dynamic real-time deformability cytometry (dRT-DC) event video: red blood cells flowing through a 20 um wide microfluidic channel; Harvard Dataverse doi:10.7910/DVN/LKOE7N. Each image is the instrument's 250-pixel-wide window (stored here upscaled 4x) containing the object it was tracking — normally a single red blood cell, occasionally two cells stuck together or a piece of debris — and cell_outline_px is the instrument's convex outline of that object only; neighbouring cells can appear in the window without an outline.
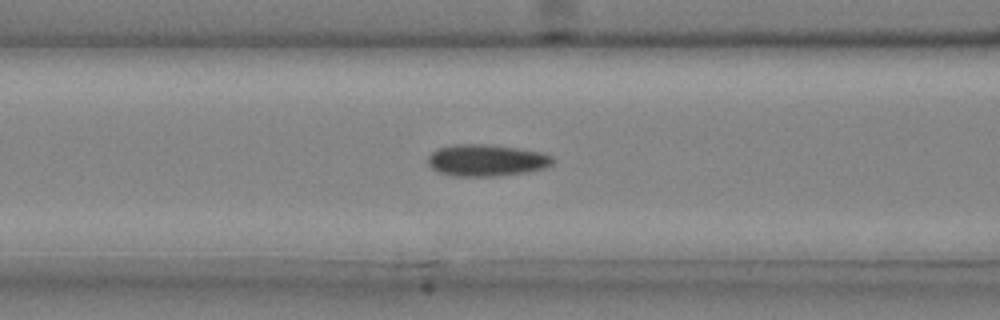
{"species": "common noctule bat (a hibernating species)", "species_latin": "Nyctalus noctula", "temperature_condition": "cold", "stored_images_in_passage": 40, "camera_frame_rate_fps": 3000, "um_per_image_px": 0.085, "animal": {"sex": "male", "body_mass_g": 20.4}, "frame": {"image": 1, "passage_image": 16, "time_ms": 5.0, "image_size_px": [1000, 320], "cell_outline_px": [[556, 160], [552, 164], [544, 168], [528, 172], [496, 176], [456, 176], [440, 172], [432, 168], [428, 164], [428, 156], [432, 152], [440, 148], [456, 144], [484, 144], [516, 148], [540, 152], [552, 156]], "centroid_in_image_um": [41.37, 13.63], "position_along_channel_um": 125.2, "area_um2": 22.95}}
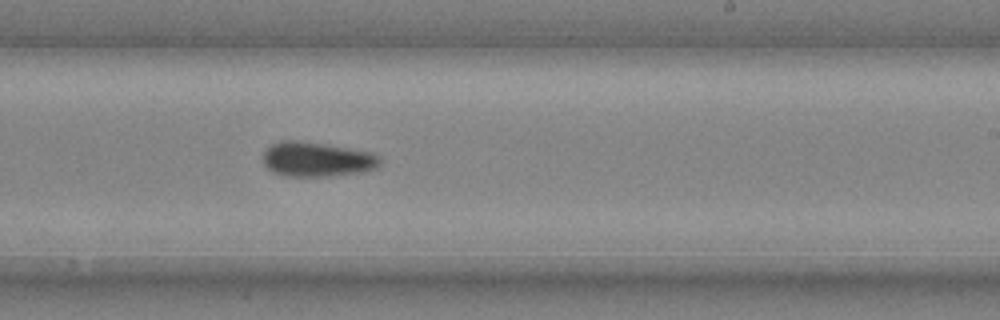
{"frame": {"image": 2, "passage_image": 25, "time_ms": 8.0, "image_size_px": [1000, 320], "cell_outline_px": [[380, 164], [376, 168], [364, 172], [328, 176], [284, 176], [272, 172], [264, 164], [264, 152], [272, 144], [280, 140], [296, 140], [328, 144], [372, 152], [380, 156]], "centroid_in_image_um": [26.96, 13.54], "position_along_channel_um": 262.0, "area_um2": 23.81}}
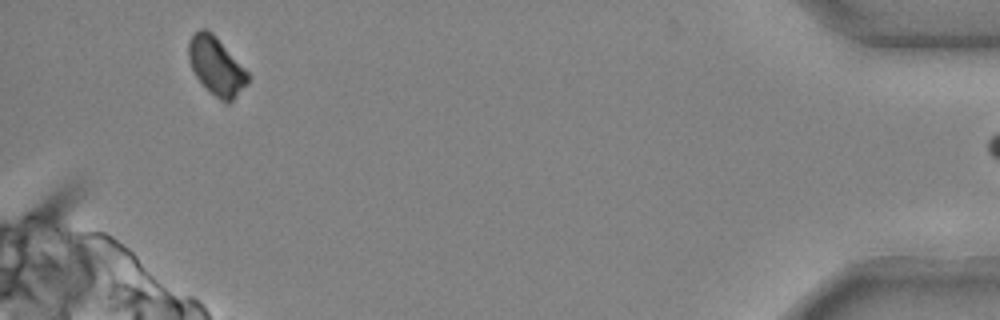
{"frame": {"image": 3, "passage_image": 39, "time_ms": 12.667, "image_size_px": [1000, 320], "cell_outline_px": [[248, 84], [228, 104], [220, 100], [196, 76], [188, 60], [188, 44], [192, 36], [200, 28], [204, 28], [212, 32], [216, 36], [248, 72]], "centroid_in_image_um": [18.39, 5.6], "position_along_channel_um": 416.8, "area_um2": 19.65}}